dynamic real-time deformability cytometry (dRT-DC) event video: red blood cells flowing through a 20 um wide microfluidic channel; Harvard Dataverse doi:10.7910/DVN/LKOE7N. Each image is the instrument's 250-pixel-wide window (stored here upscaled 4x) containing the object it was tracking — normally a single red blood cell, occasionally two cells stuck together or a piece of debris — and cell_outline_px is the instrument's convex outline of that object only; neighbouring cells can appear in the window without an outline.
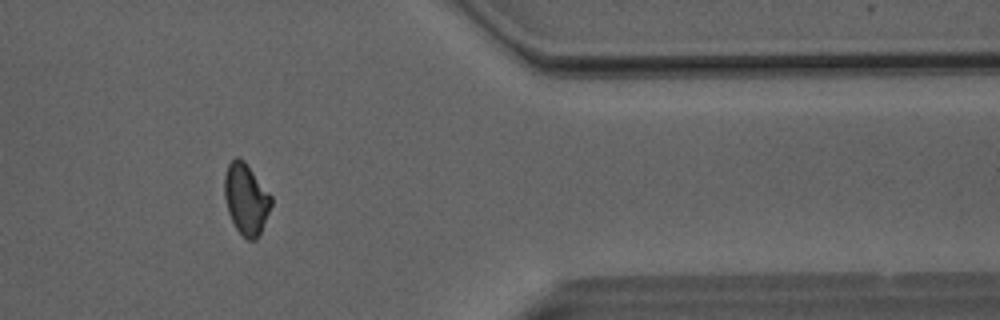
{"species": "Egyptian fruit bat (a non-hibernating species)", "species_latin": "Rousettus aegyptiacus", "temperature_condition": "room temperature", "stored_images_in_passage": 42, "camera_frame_rate_fps": 3000, "um_per_image_px": 0.085, "animal": {"sex": "male"}, "frame": {"image": 1, "passage_image": 32, "time_ms": 10.333, "image_size_px": [1000, 320], "cell_outline_px": [[272, 204], [260, 236], [256, 240], [248, 240], [236, 228], [228, 212], [224, 196], [224, 176], [228, 164], [236, 156], [244, 160], [272, 196]], "centroid_in_image_um": [20.92, 16.92], "position_along_channel_um": 390.5, "area_um2": 19.42}}
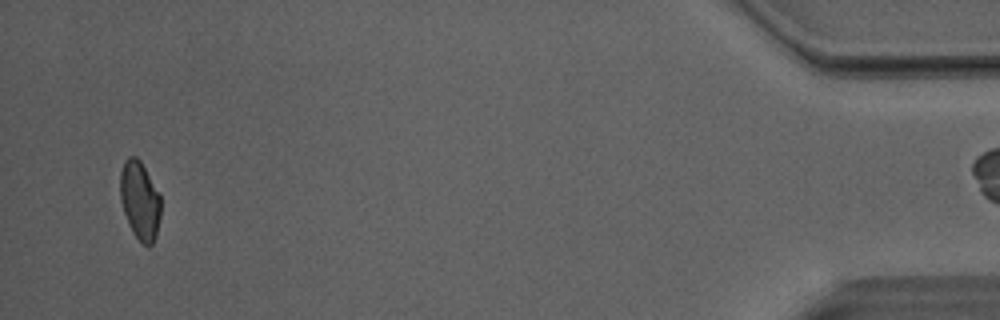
{"frame": {"image": 2, "passage_image": 39, "time_ms": 12.667, "image_size_px": [1000, 320], "cell_outline_px": [[160, 216], [156, 236], [152, 244], [148, 248], [132, 232], [128, 224], [120, 200], [120, 172], [124, 160], [128, 156], [136, 156], [140, 160], [160, 196]], "centroid_in_image_um": [11.87, 17.04], "position_along_channel_um": 423.3, "area_um2": 18.5}, "authors_computed_cell_mechanics": {"area_um2": 19.5075, "velocity_mm_per_s": 4.0889, "shape_relaxation_time_tau1_ms": 5.9407, "shape_relaxation_time_tau2_ms": 1.5362, "deformation_change_tau1": 0.1424, "deformation_change_tau2": 0.061}}